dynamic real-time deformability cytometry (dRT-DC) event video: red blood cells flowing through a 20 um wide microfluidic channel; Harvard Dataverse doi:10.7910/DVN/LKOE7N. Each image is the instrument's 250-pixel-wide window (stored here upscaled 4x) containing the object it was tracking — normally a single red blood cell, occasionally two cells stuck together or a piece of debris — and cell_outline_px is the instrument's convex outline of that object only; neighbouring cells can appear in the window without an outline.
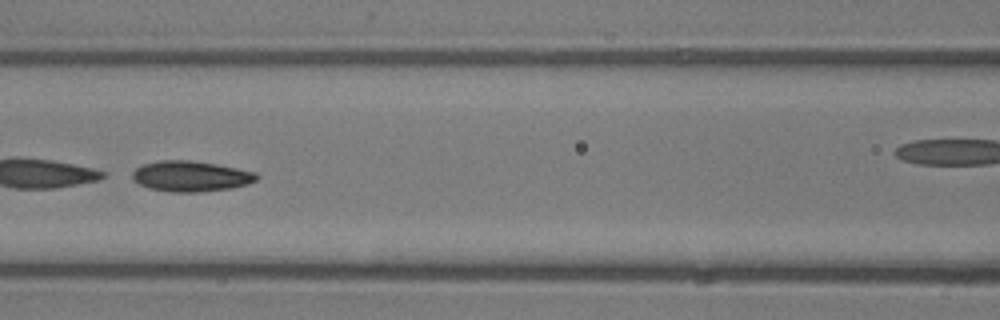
{"species": "common noctule bat (a hibernating species)", "species_latin": "Nyctalus noctula", "temperature_condition": "room temperature", "stored_images_in_passage": 49, "camera_frame_rate_fps": 3000, "um_per_image_px": 0.085, "animal": {"sex": "male", "body_mass_g": 13.3}, "frame": {"image": 1, "passage_image": 22, "time_ms": 7.0, "image_size_px": [1000, 320], "cell_outline_px": [[260, 176], [256, 180], [248, 184], [232, 188], [200, 192], [172, 192], [148, 188], [132, 180], [132, 172], [136, 168], [144, 164], [160, 160], [192, 160], [216, 164], [256, 172]], "centroid_in_image_um": [16.22, 14.98], "position_along_channel_um": 150.4, "area_um2": 22.25}}